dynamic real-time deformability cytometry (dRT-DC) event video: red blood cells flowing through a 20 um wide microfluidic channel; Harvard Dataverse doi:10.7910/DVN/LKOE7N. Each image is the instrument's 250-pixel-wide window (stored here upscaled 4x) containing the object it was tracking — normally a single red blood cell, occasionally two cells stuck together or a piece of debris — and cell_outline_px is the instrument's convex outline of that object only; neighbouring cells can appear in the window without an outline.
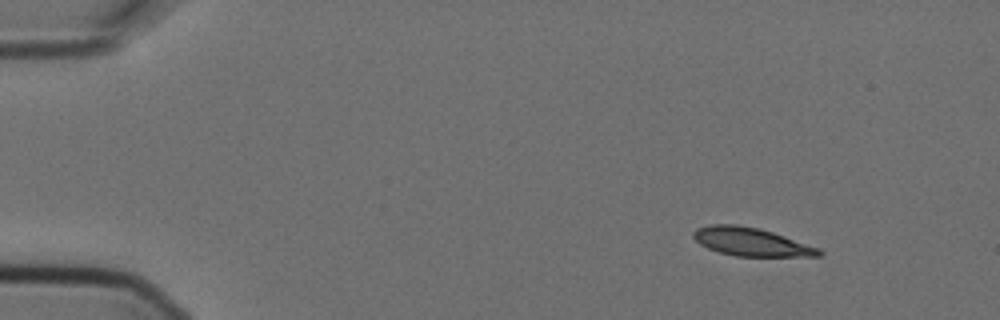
{"species": "Egyptian fruit bat (a non-hibernating species)", "species_latin": "Rousettus aegyptiacus", "temperature_condition": "cold", "stored_images_in_passage": 3, "camera_frame_rate_fps": 3000, "um_per_image_px": 0.085, "animal": {"sex": "female"}, "frame": {"image": 1, "passage_image": 1, "time_ms": 0.0, "image_size_px": [1000, 320], "cell_outline_px": [[824, 252], [820, 256], [736, 256], [720, 252], [708, 248], [700, 244], [692, 236], [692, 232], [696, 228], [712, 224], [736, 224], [760, 228], [820, 248]], "centroid_in_image_um": [63.84, 20.55], "position_along_channel_um": 21.2, "area_um2": 20.63}}
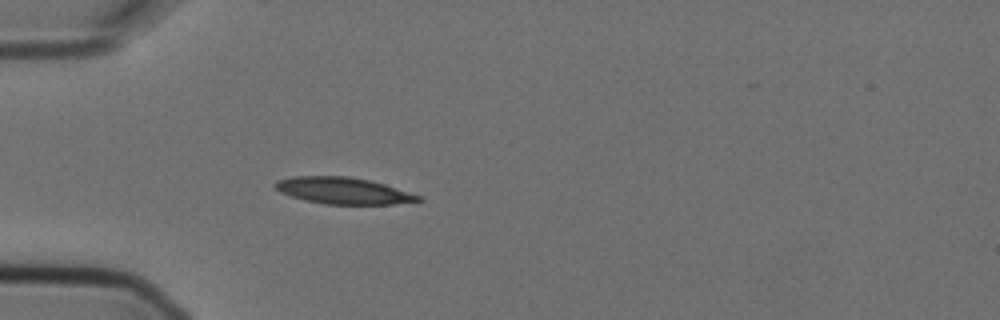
{"frame": {"image": 2, "passage_image": 3, "time_ms": 0.667, "image_size_px": [1000, 320], "cell_outline_px": [[424, 200], [392, 204], [324, 204], [304, 200], [280, 192], [272, 184], [276, 180], [296, 176], [348, 176], [368, 180], [384, 184], [420, 196]], "centroid_in_image_um": [29.13, 16.21], "position_along_channel_um": 55.9, "area_um2": 21.96}}